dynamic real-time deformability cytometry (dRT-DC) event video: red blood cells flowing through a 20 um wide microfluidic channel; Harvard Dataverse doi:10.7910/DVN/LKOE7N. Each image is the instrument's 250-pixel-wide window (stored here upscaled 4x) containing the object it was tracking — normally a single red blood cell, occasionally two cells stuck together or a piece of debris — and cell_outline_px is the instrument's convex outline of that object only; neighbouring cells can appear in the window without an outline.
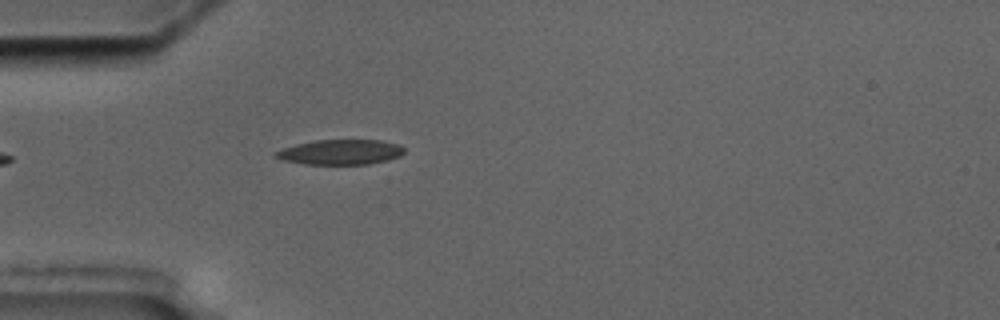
{"species": "common noctule bat (a hibernating species)", "species_latin": "Nyctalus noctula", "temperature_condition": "cold", "stored_images_in_passage": 1, "camera_frame_rate_fps": 3000, "um_per_image_px": 0.085, "animal": {"sex": "male", "body_mass_g": 17.5, "forearm_length_mm": 52.3}, "frame": {"image": 1, "passage_image": 1, "time_ms": 0.0, "image_size_px": [1000, 320], "cell_outline_px": [[404, 152], [400, 156], [388, 160], [368, 164], [304, 164], [284, 160], [272, 156], [272, 152], [296, 144], [316, 140], [380, 140], [396, 144], [404, 148]], "centroid_in_image_um": [28.91, 12.93], "position_along_channel_um": 56.1, "area_um2": 18.73}}